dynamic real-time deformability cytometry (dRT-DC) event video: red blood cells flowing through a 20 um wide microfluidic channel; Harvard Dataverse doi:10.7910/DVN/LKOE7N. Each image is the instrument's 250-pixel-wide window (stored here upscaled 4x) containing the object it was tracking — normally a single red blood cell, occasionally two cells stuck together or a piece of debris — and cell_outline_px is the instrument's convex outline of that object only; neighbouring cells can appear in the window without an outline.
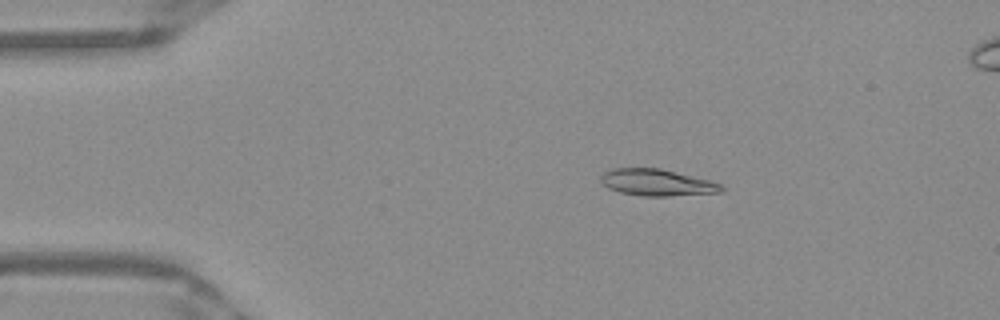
{"species": "Egyptian fruit bat (a non-hibernating species)", "species_latin": "Rousettus aegyptiacus", "temperature_condition": "warm", "stored_images_in_passage": 52, "segment_of_instrument_passage": [1, 2], "camera_frame_rate_fps": 3000, "um_per_image_px": 0.085, "frame": {"image": 1, "passage_image": 9, "time_ms": 2.667, "image_size_px": [1000, 320], "cell_outline_px": [[724, 192], [668, 196], [640, 196], [620, 192], [608, 188], [600, 180], [600, 176], [604, 172], [612, 168], [660, 168], [708, 180], [720, 184], [724, 188]], "centroid_in_image_um": [55.82, 15.52], "position_along_channel_um": 29.2, "area_um2": 18.67}}
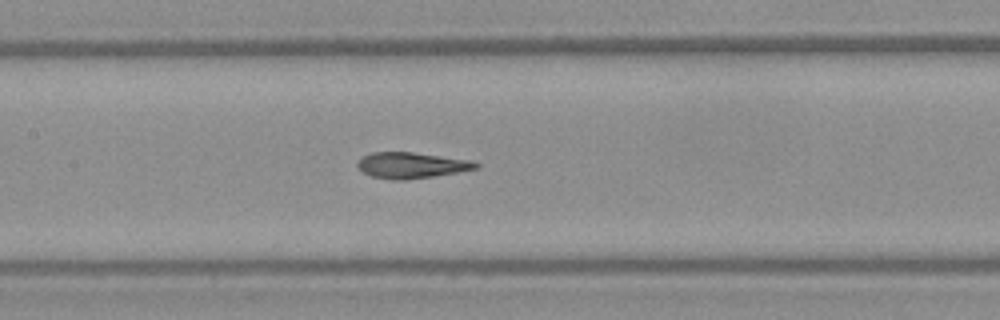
{"frame": {"image": 2, "passage_image": 24, "time_ms": 7.667, "image_size_px": [1000, 320], "cell_outline_px": [[480, 168], [432, 176], [404, 180], [392, 180], [372, 176], [364, 172], [356, 164], [364, 156], [372, 152], [412, 152], [472, 160], [480, 164]], "centroid_in_image_um": [35.01, 14.04], "position_along_channel_um": 172.4, "area_um2": 17.69}}
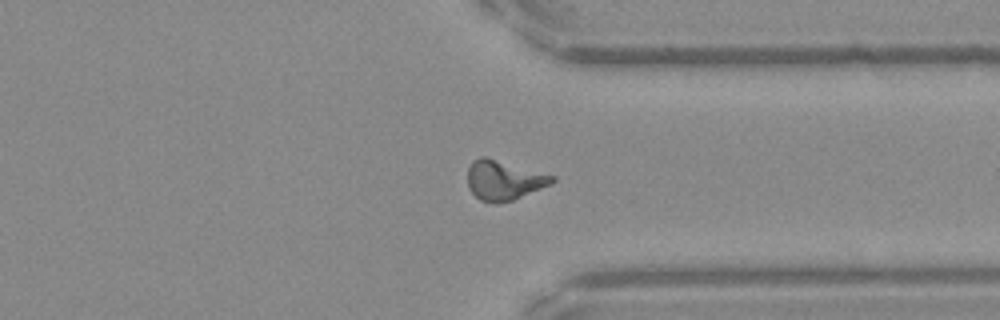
{"frame": {"image": 3, "passage_image": 39, "time_ms": 12.667, "image_size_px": [1000, 320], "cell_outline_px": [[556, 180], [540, 188], [512, 200], [480, 200], [468, 188], [468, 168], [472, 160], [480, 156], [484, 156], [556, 176]], "centroid_in_image_um": [42.8, 15.26], "position_along_channel_um": 368.6, "area_um2": 18.84}}